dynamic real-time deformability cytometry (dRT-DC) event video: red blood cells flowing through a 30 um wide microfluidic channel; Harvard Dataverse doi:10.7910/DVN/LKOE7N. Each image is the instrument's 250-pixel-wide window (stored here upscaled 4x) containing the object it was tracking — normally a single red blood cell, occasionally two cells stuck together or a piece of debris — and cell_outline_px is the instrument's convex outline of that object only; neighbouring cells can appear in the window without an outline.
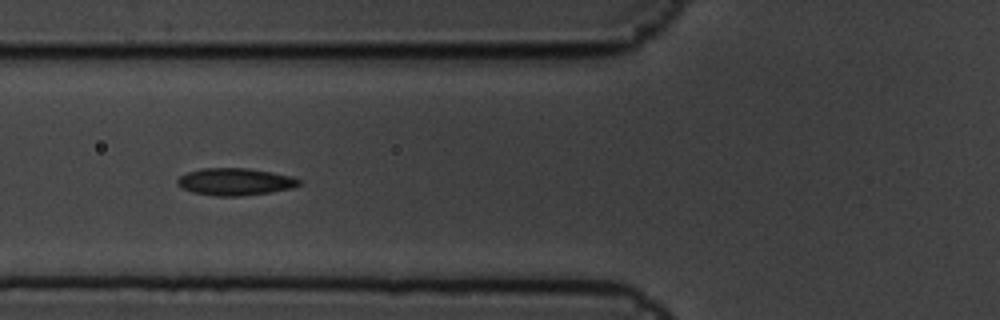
{"species": "common noctule bat (a hibernating species)", "species_latin": "Nyctalus noctula", "temperature_condition": "cold", "stored_images_in_passage": 7, "camera_frame_rate_fps": 3000, "um_per_image_px": 0.085, "animal": {"sex": "male", "body_mass_g": 19.5, "forearm_length_mm": 54.6}, "frame": {"image": 1, "passage_image": 6, "time_ms": 1.667, "image_size_px": [1000, 320], "cell_outline_px": [[304, 184], [292, 188], [272, 192], [240, 196], [212, 196], [192, 192], [176, 184], [176, 180], [180, 176], [188, 172], [200, 168], [248, 168], [288, 176], [300, 180]], "centroid_in_image_um": [19.96, 15.45], "position_along_channel_um": 105.8, "area_um2": 19.25}}
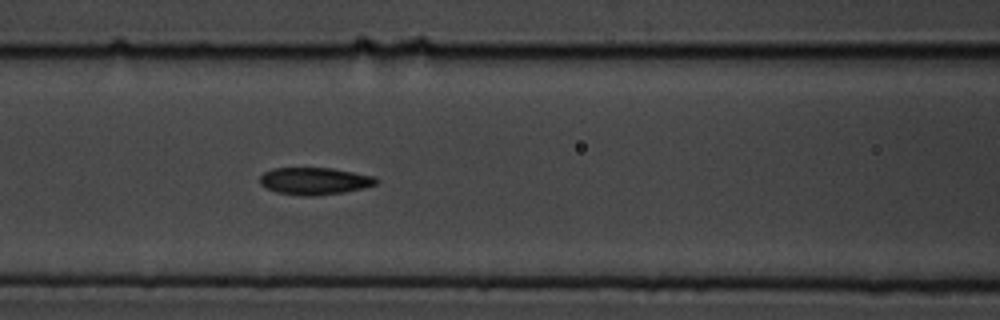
{"frame": {"image": 2, "passage_image": 7, "time_ms": 2.0, "image_size_px": [1000, 320], "cell_outline_px": [[376, 184], [364, 188], [344, 192], [312, 196], [304, 196], [276, 192], [260, 184], [260, 176], [264, 172], [272, 168], [332, 168], [372, 176], [376, 180]], "centroid_in_image_um": [26.7, 15.39], "position_along_channel_um": 139.9, "area_um2": 18.21}}